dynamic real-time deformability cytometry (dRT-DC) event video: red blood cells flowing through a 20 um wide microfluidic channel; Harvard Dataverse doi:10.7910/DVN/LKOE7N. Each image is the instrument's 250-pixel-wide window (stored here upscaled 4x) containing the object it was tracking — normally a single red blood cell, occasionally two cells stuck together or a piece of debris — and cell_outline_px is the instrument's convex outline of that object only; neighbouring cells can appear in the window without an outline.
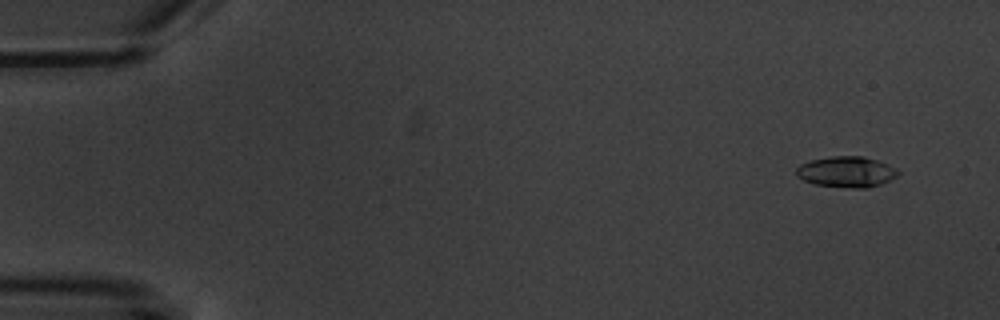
{"species": "common noctule bat (a hibernating species)", "species_latin": "Nyctalus noctula", "temperature_condition": "warm", "stored_images_in_passage": 7, "camera_frame_rate_fps": 3000, "um_per_image_px": 0.085, "animal": {"sex": "male", "body_mass_g": 20.1, "forearm_length_mm": 53.5}, "frame": {"image": 1, "passage_image": 2, "time_ms": 1.0, "image_size_px": [1000, 320], "cell_outline_px": [[900, 172], [896, 176], [880, 184], [868, 188], [852, 188], [812, 184], [796, 176], [796, 168], [800, 164], [812, 160], [832, 156], [864, 156], [888, 164], [896, 168]], "centroid_in_image_um": [71.93, 14.61], "position_along_channel_um": 13.1, "area_um2": 18.26}}
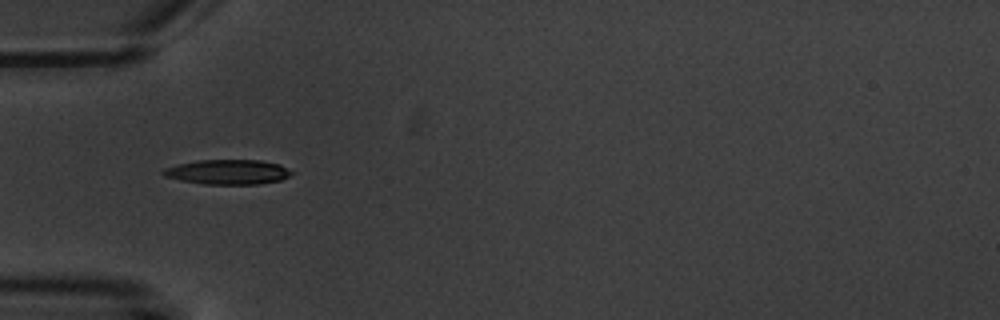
{"frame": {"image": 2, "passage_image": 6, "time_ms": 6.0, "image_size_px": [1000, 320], "cell_outline_px": [[296, 172], [280, 180], [260, 184], [204, 184], [180, 180], [164, 176], [160, 172], [164, 168], [176, 164], [196, 160], [260, 160], [280, 164]], "centroid_in_image_um": [19.36, 14.61], "position_along_channel_um": 65.6, "area_um2": 18.73}}